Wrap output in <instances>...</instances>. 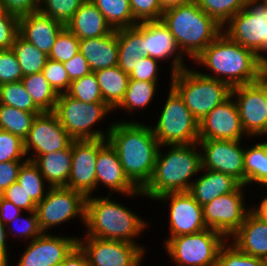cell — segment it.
<instances>
[{
  "instance_id": "603a6c76",
  "label": "cell",
  "mask_w": 267,
  "mask_h": 266,
  "mask_svg": "<svg viewBox=\"0 0 267 266\" xmlns=\"http://www.w3.org/2000/svg\"><path fill=\"white\" fill-rule=\"evenodd\" d=\"M65 26L40 11L19 18V35L47 56Z\"/></svg>"
},
{
  "instance_id": "7a4b0ae2",
  "label": "cell",
  "mask_w": 267,
  "mask_h": 266,
  "mask_svg": "<svg viewBox=\"0 0 267 266\" xmlns=\"http://www.w3.org/2000/svg\"><path fill=\"white\" fill-rule=\"evenodd\" d=\"M214 75H202L227 83L231 88L255 83L267 68L250 49L230 40L223 32L194 60ZM216 74V75H215Z\"/></svg>"
},
{
  "instance_id": "484cf974",
  "label": "cell",
  "mask_w": 267,
  "mask_h": 266,
  "mask_svg": "<svg viewBox=\"0 0 267 266\" xmlns=\"http://www.w3.org/2000/svg\"><path fill=\"white\" fill-rule=\"evenodd\" d=\"M201 171L204 174L201 173L197 180L192 181L188 191L201 206L221 195L236 191L242 185L230 175L202 168Z\"/></svg>"
},
{
  "instance_id": "be15d7a7",
  "label": "cell",
  "mask_w": 267,
  "mask_h": 266,
  "mask_svg": "<svg viewBox=\"0 0 267 266\" xmlns=\"http://www.w3.org/2000/svg\"><path fill=\"white\" fill-rule=\"evenodd\" d=\"M4 12V9L2 7V3H1V0H0V14H2Z\"/></svg>"
},
{
  "instance_id": "7dc6e473",
  "label": "cell",
  "mask_w": 267,
  "mask_h": 266,
  "mask_svg": "<svg viewBox=\"0 0 267 266\" xmlns=\"http://www.w3.org/2000/svg\"><path fill=\"white\" fill-rule=\"evenodd\" d=\"M23 78L22 69L12 49L0 50V85L18 82Z\"/></svg>"
},
{
  "instance_id": "74e56055",
  "label": "cell",
  "mask_w": 267,
  "mask_h": 266,
  "mask_svg": "<svg viewBox=\"0 0 267 266\" xmlns=\"http://www.w3.org/2000/svg\"><path fill=\"white\" fill-rule=\"evenodd\" d=\"M0 104L31 113H42L21 81L0 85Z\"/></svg>"
},
{
  "instance_id": "6f0895ef",
  "label": "cell",
  "mask_w": 267,
  "mask_h": 266,
  "mask_svg": "<svg viewBox=\"0 0 267 266\" xmlns=\"http://www.w3.org/2000/svg\"><path fill=\"white\" fill-rule=\"evenodd\" d=\"M60 266H89V263L86 254L77 245Z\"/></svg>"
},
{
  "instance_id": "ac0fdd59",
  "label": "cell",
  "mask_w": 267,
  "mask_h": 266,
  "mask_svg": "<svg viewBox=\"0 0 267 266\" xmlns=\"http://www.w3.org/2000/svg\"><path fill=\"white\" fill-rule=\"evenodd\" d=\"M28 243L16 266H60L78 245V237L42 233Z\"/></svg>"
},
{
  "instance_id": "d590c367",
  "label": "cell",
  "mask_w": 267,
  "mask_h": 266,
  "mask_svg": "<svg viewBox=\"0 0 267 266\" xmlns=\"http://www.w3.org/2000/svg\"><path fill=\"white\" fill-rule=\"evenodd\" d=\"M22 69L23 76L42 72L48 56L20 35L12 48Z\"/></svg>"
},
{
  "instance_id": "1f68e13d",
  "label": "cell",
  "mask_w": 267,
  "mask_h": 266,
  "mask_svg": "<svg viewBox=\"0 0 267 266\" xmlns=\"http://www.w3.org/2000/svg\"><path fill=\"white\" fill-rule=\"evenodd\" d=\"M25 90L42 112H53L58 94L50 86L42 72L23 76Z\"/></svg>"
},
{
  "instance_id": "e0dca14e",
  "label": "cell",
  "mask_w": 267,
  "mask_h": 266,
  "mask_svg": "<svg viewBox=\"0 0 267 266\" xmlns=\"http://www.w3.org/2000/svg\"><path fill=\"white\" fill-rule=\"evenodd\" d=\"M231 96L236 103L246 135L249 138L267 136V108L263 91L252 83L233 87Z\"/></svg>"
},
{
  "instance_id": "4dcf8cb0",
  "label": "cell",
  "mask_w": 267,
  "mask_h": 266,
  "mask_svg": "<svg viewBox=\"0 0 267 266\" xmlns=\"http://www.w3.org/2000/svg\"><path fill=\"white\" fill-rule=\"evenodd\" d=\"M252 182L267 187V142L254 144L245 148L244 186Z\"/></svg>"
},
{
  "instance_id": "816d5d0a",
  "label": "cell",
  "mask_w": 267,
  "mask_h": 266,
  "mask_svg": "<svg viewBox=\"0 0 267 266\" xmlns=\"http://www.w3.org/2000/svg\"><path fill=\"white\" fill-rule=\"evenodd\" d=\"M2 198L12 202L22 211H36V203L17 182L9 186L1 195Z\"/></svg>"
},
{
  "instance_id": "8d00e7d4",
  "label": "cell",
  "mask_w": 267,
  "mask_h": 266,
  "mask_svg": "<svg viewBox=\"0 0 267 266\" xmlns=\"http://www.w3.org/2000/svg\"><path fill=\"white\" fill-rule=\"evenodd\" d=\"M45 181L39 168L32 161L27 160L20 168L17 183L21 185L36 204L45 198L48 188H50L47 186L45 188L47 190L44 189L46 187Z\"/></svg>"
},
{
  "instance_id": "c3c4849f",
  "label": "cell",
  "mask_w": 267,
  "mask_h": 266,
  "mask_svg": "<svg viewBox=\"0 0 267 266\" xmlns=\"http://www.w3.org/2000/svg\"><path fill=\"white\" fill-rule=\"evenodd\" d=\"M19 35V17L3 12L0 14V50L12 49Z\"/></svg>"
},
{
  "instance_id": "6da1fadb",
  "label": "cell",
  "mask_w": 267,
  "mask_h": 266,
  "mask_svg": "<svg viewBox=\"0 0 267 266\" xmlns=\"http://www.w3.org/2000/svg\"><path fill=\"white\" fill-rule=\"evenodd\" d=\"M107 140L117 151L125 175L141 190L152 176L160 148L151 126L137 121L115 122Z\"/></svg>"
},
{
  "instance_id": "2e32d148",
  "label": "cell",
  "mask_w": 267,
  "mask_h": 266,
  "mask_svg": "<svg viewBox=\"0 0 267 266\" xmlns=\"http://www.w3.org/2000/svg\"><path fill=\"white\" fill-rule=\"evenodd\" d=\"M154 200L169 204L168 221L171 235L167 239L207 229L203 219V207L189 192H169Z\"/></svg>"
},
{
  "instance_id": "5b68a950",
  "label": "cell",
  "mask_w": 267,
  "mask_h": 266,
  "mask_svg": "<svg viewBox=\"0 0 267 266\" xmlns=\"http://www.w3.org/2000/svg\"><path fill=\"white\" fill-rule=\"evenodd\" d=\"M161 20L174 36L182 54L189 55L192 60H195L223 29L194 0L165 10Z\"/></svg>"
},
{
  "instance_id": "681fc988",
  "label": "cell",
  "mask_w": 267,
  "mask_h": 266,
  "mask_svg": "<svg viewBox=\"0 0 267 266\" xmlns=\"http://www.w3.org/2000/svg\"><path fill=\"white\" fill-rule=\"evenodd\" d=\"M30 213L27 218L22 219L23 216L19 215L18 217H16L15 219H13L10 224H8L6 227L7 229V235H12L14 232L19 233L17 236L22 237L23 239L28 238L30 240V238H32V240H34L35 238L39 237L43 232L40 230L39 224H38V215L36 211H30L28 212ZM15 221L17 223V221H21L22 227H17V226H13L15 224ZM13 223V224H12ZM20 223V222H18ZM17 223V224H18ZM12 224V226H10ZM16 225V224H15ZM16 230H15V229ZM11 229V230H10ZM15 230V231H14Z\"/></svg>"
},
{
  "instance_id": "b9f144b4",
  "label": "cell",
  "mask_w": 267,
  "mask_h": 266,
  "mask_svg": "<svg viewBox=\"0 0 267 266\" xmlns=\"http://www.w3.org/2000/svg\"><path fill=\"white\" fill-rule=\"evenodd\" d=\"M79 52V39L64 27L57 35L48 58L61 63L67 62Z\"/></svg>"
},
{
  "instance_id": "f907efd6",
  "label": "cell",
  "mask_w": 267,
  "mask_h": 266,
  "mask_svg": "<svg viewBox=\"0 0 267 266\" xmlns=\"http://www.w3.org/2000/svg\"><path fill=\"white\" fill-rule=\"evenodd\" d=\"M158 64V60L149 56H143L134 65V70L129 74V79L146 82H158Z\"/></svg>"
},
{
  "instance_id": "52a82bcc",
  "label": "cell",
  "mask_w": 267,
  "mask_h": 266,
  "mask_svg": "<svg viewBox=\"0 0 267 266\" xmlns=\"http://www.w3.org/2000/svg\"><path fill=\"white\" fill-rule=\"evenodd\" d=\"M53 112L74 140H97L108 138L111 125L105 133L101 129H91L114 111L105 102L85 103L62 93L58 94Z\"/></svg>"
},
{
  "instance_id": "277c9868",
  "label": "cell",
  "mask_w": 267,
  "mask_h": 266,
  "mask_svg": "<svg viewBox=\"0 0 267 266\" xmlns=\"http://www.w3.org/2000/svg\"><path fill=\"white\" fill-rule=\"evenodd\" d=\"M85 236L108 240L124 241L137 244L134 241L148 223L139 215L130 211V208L107 197L92 195L85 200Z\"/></svg>"
},
{
  "instance_id": "60d3db41",
  "label": "cell",
  "mask_w": 267,
  "mask_h": 266,
  "mask_svg": "<svg viewBox=\"0 0 267 266\" xmlns=\"http://www.w3.org/2000/svg\"><path fill=\"white\" fill-rule=\"evenodd\" d=\"M86 0H41L39 11L64 26Z\"/></svg>"
},
{
  "instance_id": "9f6ffc18",
  "label": "cell",
  "mask_w": 267,
  "mask_h": 266,
  "mask_svg": "<svg viewBox=\"0 0 267 266\" xmlns=\"http://www.w3.org/2000/svg\"><path fill=\"white\" fill-rule=\"evenodd\" d=\"M23 211L12 202L0 196V220L7 226L13 219L22 215Z\"/></svg>"
},
{
  "instance_id": "ab89813d",
  "label": "cell",
  "mask_w": 267,
  "mask_h": 266,
  "mask_svg": "<svg viewBox=\"0 0 267 266\" xmlns=\"http://www.w3.org/2000/svg\"><path fill=\"white\" fill-rule=\"evenodd\" d=\"M66 93L85 103L104 102L94 72L71 81L69 90Z\"/></svg>"
},
{
  "instance_id": "d4e9b609",
  "label": "cell",
  "mask_w": 267,
  "mask_h": 266,
  "mask_svg": "<svg viewBox=\"0 0 267 266\" xmlns=\"http://www.w3.org/2000/svg\"><path fill=\"white\" fill-rule=\"evenodd\" d=\"M231 238L232 244L242 252L267 260V223L252 211Z\"/></svg>"
},
{
  "instance_id": "d6a6232c",
  "label": "cell",
  "mask_w": 267,
  "mask_h": 266,
  "mask_svg": "<svg viewBox=\"0 0 267 266\" xmlns=\"http://www.w3.org/2000/svg\"><path fill=\"white\" fill-rule=\"evenodd\" d=\"M103 14L113 30L132 27L137 24L129 0H90Z\"/></svg>"
},
{
  "instance_id": "ffe728a7",
  "label": "cell",
  "mask_w": 267,
  "mask_h": 266,
  "mask_svg": "<svg viewBox=\"0 0 267 266\" xmlns=\"http://www.w3.org/2000/svg\"><path fill=\"white\" fill-rule=\"evenodd\" d=\"M72 166L66 187L91 196L96 189V160L99 139L74 140L71 143Z\"/></svg>"
},
{
  "instance_id": "6125c7cd",
  "label": "cell",
  "mask_w": 267,
  "mask_h": 266,
  "mask_svg": "<svg viewBox=\"0 0 267 266\" xmlns=\"http://www.w3.org/2000/svg\"><path fill=\"white\" fill-rule=\"evenodd\" d=\"M159 1L162 9L165 11L167 9L189 3L193 0H159Z\"/></svg>"
},
{
  "instance_id": "4fadbf2b",
  "label": "cell",
  "mask_w": 267,
  "mask_h": 266,
  "mask_svg": "<svg viewBox=\"0 0 267 266\" xmlns=\"http://www.w3.org/2000/svg\"><path fill=\"white\" fill-rule=\"evenodd\" d=\"M243 188L244 185H241L236 191L221 195L202 206L206 227L222 233L229 240L251 211V207H245Z\"/></svg>"
},
{
  "instance_id": "f546056e",
  "label": "cell",
  "mask_w": 267,
  "mask_h": 266,
  "mask_svg": "<svg viewBox=\"0 0 267 266\" xmlns=\"http://www.w3.org/2000/svg\"><path fill=\"white\" fill-rule=\"evenodd\" d=\"M102 93L103 101L112 109L121 103L127 89L129 74L118 65L94 72Z\"/></svg>"
},
{
  "instance_id": "5bb4252c",
  "label": "cell",
  "mask_w": 267,
  "mask_h": 266,
  "mask_svg": "<svg viewBox=\"0 0 267 266\" xmlns=\"http://www.w3.org/2000/svg\"><path fill=\"white\" fill-rule=\"evenodd\" d=\"M73 141L54 112H42L35 117L24 139V150L26 157L32 151L27 159L33 161L39 155L68 148Z\"/></svg>"
},
{
  "instance_id": "8992f818",
  "label": "cell",
  "mask_w": 267,
  "mask_h": 266,
  "mask_svg": "<svg viewBox=\"0 0 267 266\" xmlns=\"http://www.w3.org/2000/svg\"><path fill=\"white\" fill-rule=\"evenodd\" d=\"M170 83L198 122L227 100L232 90L227 83L204 76L190 67L172 74Z\"/></svg>"
},
{
  "instance_id": "f5cc1de1",
  "label": "cell",
  "mask_w": 267,
  "mask_h": 266,
  "mask_svg": "<svg viewBox=\"0 0 267 266\" xmlns=\"http://www.w3.org/2000/svg\"><path fill=\"white\" fill-rule=\"evenodd\" d=\"M5 12L17 17L39 11L41 0H1Z\"/></svg>"
},
{
  "instance_id": "7bdbcfd3",
  "label": "cell",
  "mask_w": 267,
  "mask_h": 266,
  "mask_svg": "<svg viewBox=\"0 0 267 266\" xmlns=\"http://www.w3.org/2000/svg\"><path fill=\"white\" fill-rule=\"evenodd\" d=\"M216 266H265V260L250 256L234 244L225 242L218 253Z\"/></svg>"
},
{
  "instance_id": "f1b7e54d",
  "label": "cell",
  "mask_w": 267,
  "mask_h": 266,
  "mask_svg": "<svg viewBox=\"0 0 267 266\" xmlns=\"http://www.w3.org/2000/svg\"><path fill=\"white\" fill-rule=\"evenodd\" d=\"M118 40V66L127 74L134 70V65L143 57L144 22L135 26L116 30Z\"/></svg>"
},
{
  "instance_id": "f35d334b",
  "label": "cell",
  "mask_w": 267,
  "mask_h": 266,
  "mask_svg": "<svg viewBox=\"0 0 267 266\" xmlns=\"http://www.w3.org/2000/svg\"><path fill=\"white\" fill-rule=\"evenodd\" d=\"M196 4L219 25H225L240 10L244 9L248 0H194Z\"/></svg>"
},
{
  "instance_id": "bcb514c9",
  "label": "cell",
  "mask_w": 267,
  "mask_h": 266,
  "mask_svg": "<svg viewBox=\"0 0 267 266\" xmlns=\"http://www.w3.org/2000/svg\"><path fill=\"white\" fill-rule=\"evenodd\" d=\"M129 4L137 23L162 19L164 10L159 0H129Z\"/></svg>"
},
{
  "instance_id": "83f0119b",
  "label": "cell",
  "mask_w": 267,
  "mask_h": 266,
  "mask_svg": "<svg viewBox=\"0 0 267 266\" xmlns=\"http://www.w3.org/2000/svg\"><path fill=\"white\" fill-rule=\"evenodd\" d=\"M32 162L39 168L49 187H66L72 166L71 145L39 155Z\"/></svg>"
},
{
  "instance_id": "94428289",
  "label": "cell",
  "mask_w": 267,
  "mask_h": 266,
  "mask_svg": "<svg viewBox=\"0 0 267 266\" xmlns=\"http://www.w3.org/2000/svg\"><path fill=\"white\" fill-rule=\"evenodd\" d=\"M255 84L263 91L267 108V68L260 74Z\"/></svg>"
},
{
  "instance_id": "91938a15",
  "label": "cell",
  "mask_w": 267,
  "mask_h": 266,
  "mask_svg": "<svg viewBox=\"0 0 267 266\" xmlns=\"http://www.w3.org/2000/svg\"><path fill=\"white\" fill-rule=\"evenodd\" d=\"M251 211L262 221L267 223V196L262 199L260 205L252 208Z\"/></svg>"
},
{
  "instance_id": "44dd1931",
  "label": "cell",
  "mask_w": 267,
  "mask_h": 266,
  "mask_svg": "<svg viewBox=\"0 0 267 266\" xmlns=\"http://www.w3.org/2000/svg\"><path fill=\"white\" fill-rule=\"evenodd\" d=\"M129 197L144 196L125 175L117 151L107 139H99V152L96 160V188L99 184Z\"/></svg>"
},
{
  "instance_id": "9c48e42d",
  "label": "cell",
  "mask_w": 267,
  "mask_h": 266,
  "mask_svg": "<svg viewBox=\"0 0 267 266\" xmlns=\"http://www.w3.org/2000/svg\"><path fill=\"white\" fill-rule=\"evenodd\" d=\"M160 113L157 124L151 128L161 147L198 143L199 122L171 86Z\"/></svg>"
},
{
  "instance_id": "ba28073f",
  "label": "cell",
  "mask_w": 267,
  "mask_h": 266,
  "mask_svg": "<svg viewBox=\"0 0 267 266\" xmlns=\"http://www.w3.org/2000/svg\"><path fill=\"white\" fill-rule=\"evenodd\" d=\"M227 24V25H226ZM222 28L232 41L252 50L267 67V0H248L246 7Z\"/></svg>"
},
{
  "instance_id": "7402d4cb",
  "label": "cell",
  "mask_w": 267,
  "mask_h": 266,
  "mask_svg": "<svg viewBox=\"0 0 267 266\" xmlns=\"http://www.w3.org/2000/svg\"><path fill=\"white\" fill-rule=\"evenodd\" d=\"M143 56H149L158 61L172 58L171 75L184 69V55L171 34L169 28L159 21L144 22V51ZM170 57V58H169Z\"/></svg>"
},
{
  "instance_id": "cb8c5ba5",
  "label": "cell",
  "mask_w": 267,
  "mask_h": 266,
  "mask_svg": "<svg viewBox=\"0 0 267 266\" xmlns=\"http://www.w3.org/2000/svg\"><path fill=\"white\" fill-rule=\"evenodd\" d=\"M79 52L88 61L92 72L117 66L118 40L116 30L99 38L79 40Z\"/></svg>"
},
{
  "instance_id": "8fae6325",
  "label": "cell",
  "mask_w": 267,
  "mask_h": 266,
  "mask_svg": "<svg viewBox=\"0 0 267 266\" xmlns=\"http://www.w3.org/2000/svg\"><path fill=\"white\" fill-rule=\"evenodd\" d=\"M86 197L68 187H50L45 198L36 205L38 224L43 233L80 216L85 223Z\"/></svg>"
},
{
  "instance_id": "30bf717a",
  "label": "cell",
  "mask_w": 267,
  "mask_h": 266,
  "mask_svg": "<svg viewBox=\"0 0 267 266\" xmlns=\"http://www.w3.org/2000/svg\"><path fill=\"white\" fill-rule=\"evenodd\" d=\"M228 241L222 233L207 228L166 239L164 246L177 266H216L220 248Z\"/></svg>"
},
{
  "instance_id": "d6986e66",
  "label": "cell",
  "mask_w": 267,
  "mask_h": 266,
  "mask_svg": "<svg viewBox=\"0 0 267 266\" xmlns=\"http://www.w3.org/2000/svg\"><path fill=\"white\" fill-rule=\"evenodd\" d=\"M246 133L232 96L199 121V140H242Z\"/></svg>"
},
{
  "instance_id": "680465c9",
  "label": "cell",
  "mask_w": 267,
  "mask_h": 266,
  "mask_svg": "<svg viewBox=\"0 0 267 266\" xmlns=\"http://www.w3.org/2000/svg\"><path fill=\"white\" fill-rule=\"evenodd\" d=\"M6 228V225L0 220V262L5 266H9V254H7L8 245L6 244V241H8L6 240L8 235Z\"/></svg>"
},
{
  "instance_id": "db71d44e",
  "label": "cell",
  "mask_w": 267,
  "mask_h": 266,
  "mask_svg": "<svg viewBox=\"0 0 267 266\" xmlns=\"http://www.w3.org/2000/svg\"><path fill=\"white\" fill-rule=\"evenodd\" d=\"M26 161H6L0 163V195L17 182L20 168Z\"/></svg>"
},
{
  "instance_id": "9a60e30c",
  "label": "cell",
  "mask_w": 267,
  "mask_h": 266,
  "mask_svg": "<svg viewBox=\"0 0 267 266\" xmlns=\"http://www.w3.org/2000/svg\"><path fill=\"white\" fill-rule=\"evenodd\" d=\"M240 143L241 140H199L202 169L230 175L244 185L245 147Z\"/></svg>"
},
{
  "instance_id": "e575fe53",
  "label": "cell",
  "mask_w": 267,
  "mask_h": 266,
  "mask_svg": "<svg viewBox=\"0 0 267 266\" xmlns=\"http://www.w3.org/2000/svg\"><path fill=\"white\" fill-rule=\"evenodd\" d=\"M157 82L129 79L126 92L121 103L115 109H125L133 112L135 109L147 107L155 95Z\"/></svg>"
},
{
  "instance_id": "3957f363",
  "label": "cell",
  "mask_w": 267,
  "mask_h": 266,
  "mask_svg": "<svg viewBox=\"0 0 267 266\" xmlns=\"http://www.w3.org/2000/svg\"><path fill=\"white\" fill-rule=\"evenodd\" d=\"M170 146V147H169ZM164 154L160 145L150 180L141 189L150 200L169 192H188L191 178L201 172V151L198 143L168 145ZM163 155H162V153Z\"/></svg>"
},
{
  "instance_id": "7c38bea8",
  "label": "cell",
  "mask_w": 267,
  "mask_h": 266,
  "mask_svg": "<svg viewBox=\"0 0 267 266\" xmlns=\"http://www.w3.org/2000/svg\"><path fill=\"white\" fill-rule=\"evenodd\" d=\"M140 244L84 235L78 246L86 254L89 266H140L145 248Z\"/></svg>"
},
{
  "instance_id": "11a10c76",
  "label": "cell",
  "mask_w": 267,
  "mask_h": 266,
  "mask_svg": "<svg viewBox=\"0 0 267 266\" xmlns=\"http://www.w3.org/2000/svg\"><path fill=\"white\" fill-rule=\"evenodd\" d=\"M63 65L68 72L71 81L82 78L83 76L92 72L88 65V61L80 52L74 55L69 61L64 62Z\"/></svg>"
},
{
  "instance_id": "4316f807",
  "label": "cell",
  "mask_w": 267,
  "mask_h": 266,
  "mask_svg": "<svg viewBox=\"0 0 267 266\" xmlns=\"http://www.w3.org/2000/svg\"><path fill=\"white\" fill-rule=\"evenodd\" d=\"M65 27L79 40L99 38L113 31L103 14L90 0L80 6Z\"/></svg>"
},
{
  "instance_id": "836d02e7",
  "label": "cell",
  "mask_w": 267,
  "mask_h": 266,
  "mask_svg": "<svg viewBox=\"0 0 267 266\" xmlns=\"http://www.w3.org/2000/svg\"><path fill=\"white\" fill-rule=\"evenodd\" d=\"M38 114L40 113H31L0 104V130L10 132L24 140Z\"/></svg>"
},
{
  "instance_id": "f6af8a7d",
  "label": "cell",
  "mask_w": 267,
  "mask_h": 266,
  "mask_svg": "<svg viewBox=\"0 0 267 266\" xmlns=\"http://www.w3.org/2000/svg\"><path fill=\"white\" fill-rule=\"evenodd\" d=\"M42 74L57 94L66 93L69 90L71 80L63 63L48 58Z\"/></svg>"
},
{
  "instance_id": "ee69618b",
  "label": "cell",
  "mask_w": 267,
  "mask_h": 266,
  "mask_svg": "<svg viewBox=\"0 0 267 266\" xmlns=\"http://www.w3.org/2000/svg\"><path fill=\"white\" fill-rule=\"evenodd\" d=\"M25 156L24 140L10 132L0 130V163L27 161L28 159Z\"/></svg>"
}]
</instances>
